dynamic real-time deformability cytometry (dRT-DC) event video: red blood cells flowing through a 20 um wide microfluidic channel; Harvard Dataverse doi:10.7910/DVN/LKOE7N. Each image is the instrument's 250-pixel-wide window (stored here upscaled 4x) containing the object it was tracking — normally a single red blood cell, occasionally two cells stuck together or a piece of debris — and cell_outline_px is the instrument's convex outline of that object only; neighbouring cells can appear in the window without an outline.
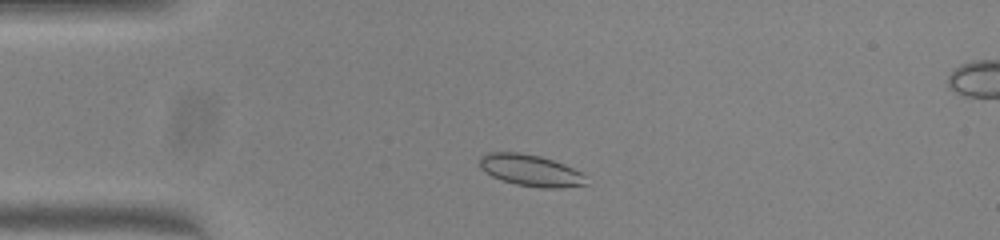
{"species": "common noctule bat (a hibernating species)", "species_latin": "Nyctalus noctula", "temperature_condition": "warm", "stored_images_in_passage": 45, "camera_frame_rate_fps": 3000, "um_per_image_px": 0.085, "animal": {"sex": "female", "body_mass_g": 23.0, "forearm_length_mm": 53.4}, "frame": {"image": 1, "passage_image": 6, "time_ms": 1.667, "image_size_px": [1000, 240], "cell_outline_px": [[588, 184], [560, 188], [540, 188], [516, 184], [492, 176], [480, 168], [480, 156], [488, 152], [520, 152], [540, 156], [564, 164], [580, 172], [584, 176]], "centroid_in_image_um": [45.09, 14.48], "position_along_channel_um": 39.9, "area_um2": 19.48}}
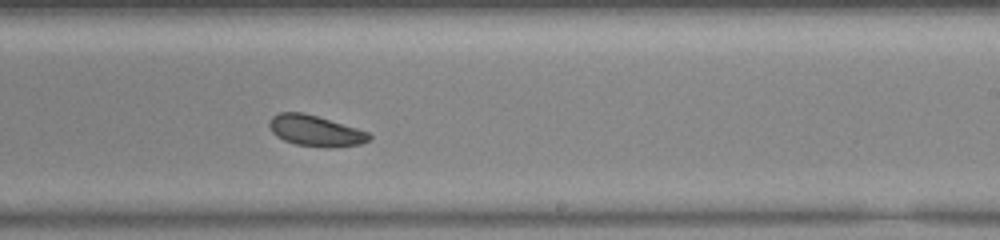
{"frame": {"image": 2, "passage_image": 25, "time_ms": 8.0, "image_size_px": [1000, 240], "cell_outline_px": [[372, 136], [368, 140], [360, 144], [332, 148], [328, 148], [296, 144], [284, 140], [276, 136], [272, 132], [268, 124], [272, 116], [280, 112], [304, 112], [356, 128], [368, 132]], "centroid_in_image_um": [26.79, 11.12], "position_along_channel_um": 262.2, "area_um2": 17.92}}
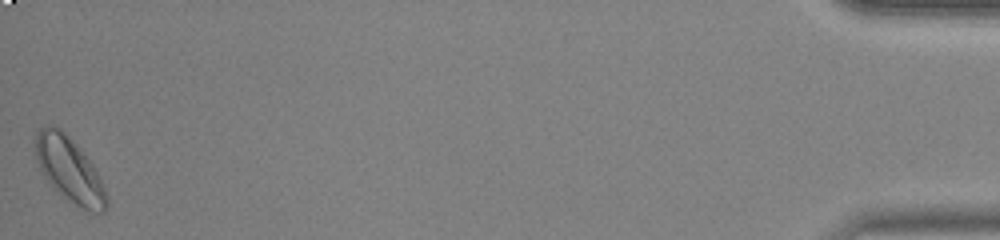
{"frame": {"image": 3, "passage_image": 45, "time_ms": 14.667, "image_size_px": [1000, 240], "cell_outline_px": [[108, 204], [104, 212], [92, 212], [80, 208], [56, 192], [52, 188], [44, 176], [36, 160], [32, 140], [36, 132], [40, 128], [48, 124], [52, 124], [60, 128], [68, 136], [92, 164], [108, 196]], "centroid_in_image_um": [5.84, 14.41], "position_along_channel_um": 429.4, "area_um2": 27.05}, "authors_computed_cell_mechanics": {"area_um2": 19.0162, "velocity_mm_per_s": 3.9856, "shape_relaxation_time_tau1_ms": 4.1748, "shape_relaxation_time_tau2_ms": 10.0827, "deformation_change_tau1": 0.074, "deformation_change_tau2": 0.1417}}